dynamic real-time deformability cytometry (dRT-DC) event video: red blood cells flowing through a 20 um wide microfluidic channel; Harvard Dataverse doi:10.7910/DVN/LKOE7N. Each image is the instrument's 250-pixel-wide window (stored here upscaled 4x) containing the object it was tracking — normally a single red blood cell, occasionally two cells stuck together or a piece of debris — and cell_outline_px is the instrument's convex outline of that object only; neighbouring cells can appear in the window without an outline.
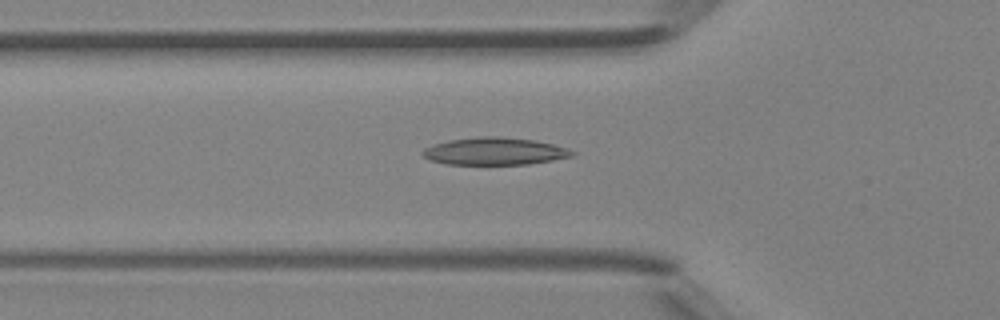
{"species": "Egyptian fruit bat (a non-hibernating species)", "species_latin": "Rousettus aegyptiacus", "temperature_condition": "room temperature", "stored_images_in_passage": 47, "camera_frame_rate_fps": 3000, "um_per_image_px": 0.085, "animal": {"sex": "female"}, "frame": {"image": 1, "passage_image": 16, "time_ms": 5.0, "image_size_px": [1000, 320], "cell_outline_px": [[576, 152], [572, 156], [552, 160], [528, 164], [444, 164], [428, 160], [420, 152], [424, 148], [432, 144], [448, 140], [480, 136], [500, 136], [536, 140], [552, 144]], "centroid_in_image_um": [41.97, 12.85], "position_along_channel_um": 83.8, "area_um2": 23.93}}
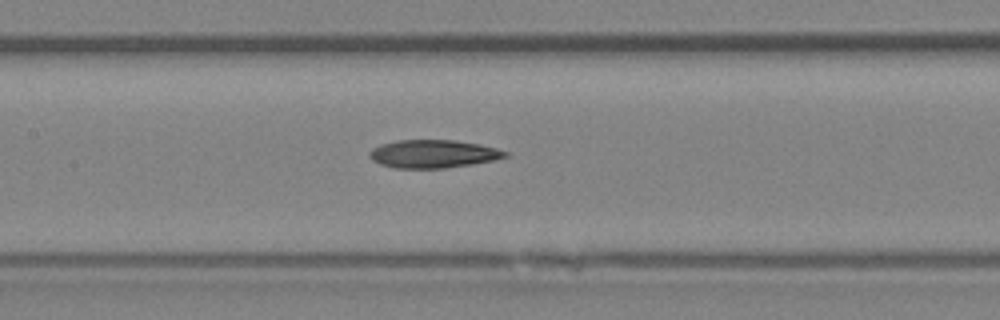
{"frame": {"image": 2, "passage_image": 22, "time_ms": 7.0, "image_size_px": [1000, 320], "cell_outline_px": [[508, 156], [492, 160], [472, 164], [444, 168], [396, 168], [380, 164], [372, 160], [368, 156], [368, 152], [372, 148], [380, 144], [396, 140], [456, 140], [480, 144], [496, 148], [508, 152]], "centroid_in_image_um": [36.78, 13.07], "position_along_channel_um": 170.6, "area_um2": 22.25}}
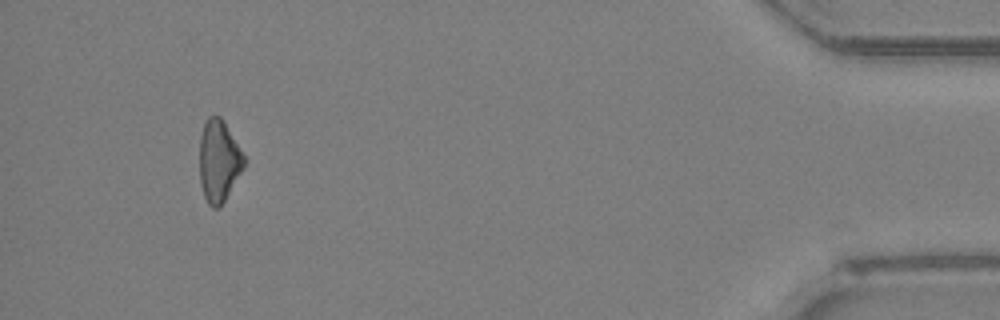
{"frame": {"image": 3, "passage_image": 44, "time_ms": 14.333, "image_size_px": [1000, 320], "cell_outline_px": [[244, 168], [224, 200], [216, 208], [212, 208], [208, 204], [204, 196], [200, 184], [200, 136], [204, 124], [208, 116], [220, 116], [224, 120], [244, 156]], "centroid_in_image_um": [18.58, 13.66], "position_along_channel_um": 416.6, "area_um2": 20.98}}